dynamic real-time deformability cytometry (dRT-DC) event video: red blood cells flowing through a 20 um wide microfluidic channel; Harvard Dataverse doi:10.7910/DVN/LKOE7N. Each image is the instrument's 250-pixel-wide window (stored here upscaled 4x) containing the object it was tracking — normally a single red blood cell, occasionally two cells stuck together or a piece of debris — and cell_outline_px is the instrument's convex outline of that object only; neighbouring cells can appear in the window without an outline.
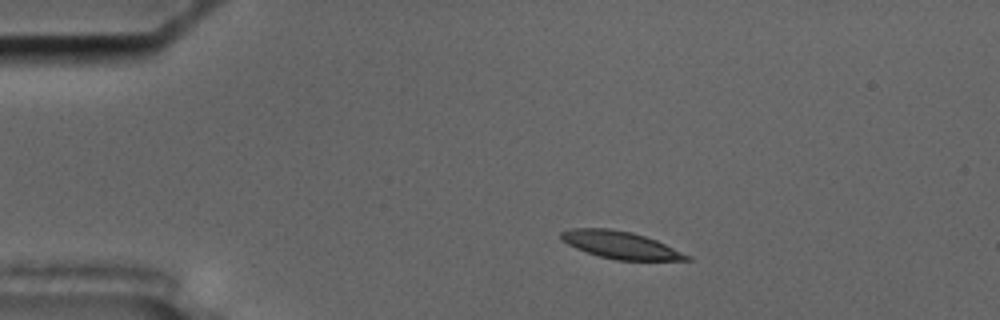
{"species": "common noctule bat (a hibernating species)", "species_latin": "Nyctalus noctula", "temperature_condition": "cold", "stored_images_in_passage": 50, "camera_frame_rate_fps": 3000, "um_per_image_px": 0.085, "animal": {"sex": "male", "body_mass_g": 17.5, "forearm_length_mm": 52.3}, "frame": {"image": 1, "passage_image": 5, "time_ms": 1.333, "image_size_px": [1000, 320], "cell_outline_px": [[692, 260], [616, 260], [600, 256], [576, 248], [560, 240], [560, 232], [572, 228], [608, 228], [632, 232], [656, 240], [692, 256]], "centroid_in_image_um": [52.74, 20.82], "position_along_channel_um": 32.3, "area_um2": 19.94}}
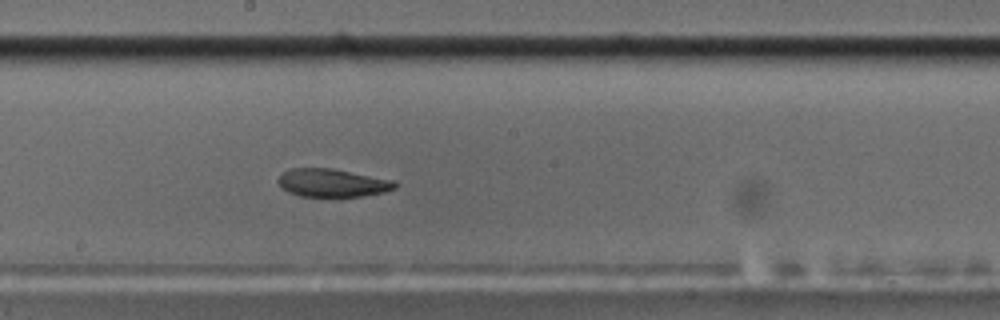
{"frame": {"image": 2, "passage_image": 25, "time_ms": 8.0, "image_size_px": [1000, 320], "cell_outline_px": [[400, 184], [396, 188], [384, 192], [364, 196], [300, 196], [288, 192], [276, 180], [284, 172], [292, 168], [332, 168], [396, 180]], "centroid_in_image_um": [28.32, 15.54], "position_along_channel_um": 219.9, "area_um2": 19.19}}
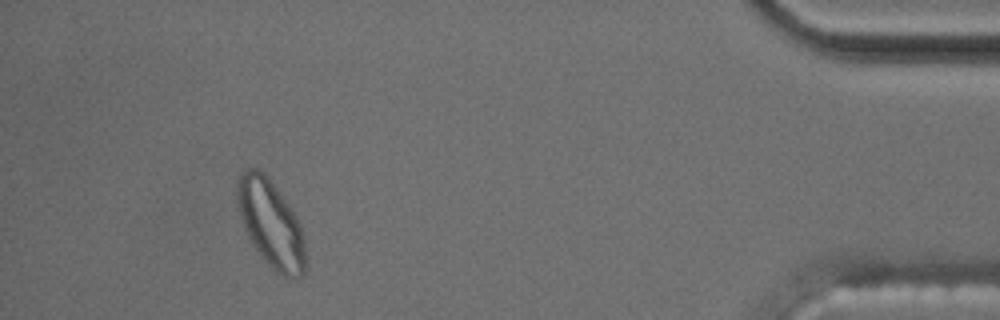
{"frame": {"image": 3, "passage_image": 46, "time_ms": 15.0, "image_size_px": [1000, 320], "cell_outline_px": [[304, 272], [300, 276], [292, 280], [276, 272], [268, 264], [256, 248], [248, 236], [240, 216], [236, 204], [236, 180], [240, 172], [244, 168], [256, 168], [264, 172], [268, 176], [292, 208], [300, 220], [304, 240]], "centroid_in_image_um": [23.0, 18.94], "position_along_channel_um": 412.2, "area_um2": 34.97}, "authors_computed_cell_mechanics": {"area_um2": 20.5768, "velocity_mm_per_s": 3.5842, "shape_relaxation_time_tau1_ms": null, "shape_relaxation_time_tau2_ms": 3.3245, "deformation_change_tau1": null, "deformation_change_tau2": 0.1056}}